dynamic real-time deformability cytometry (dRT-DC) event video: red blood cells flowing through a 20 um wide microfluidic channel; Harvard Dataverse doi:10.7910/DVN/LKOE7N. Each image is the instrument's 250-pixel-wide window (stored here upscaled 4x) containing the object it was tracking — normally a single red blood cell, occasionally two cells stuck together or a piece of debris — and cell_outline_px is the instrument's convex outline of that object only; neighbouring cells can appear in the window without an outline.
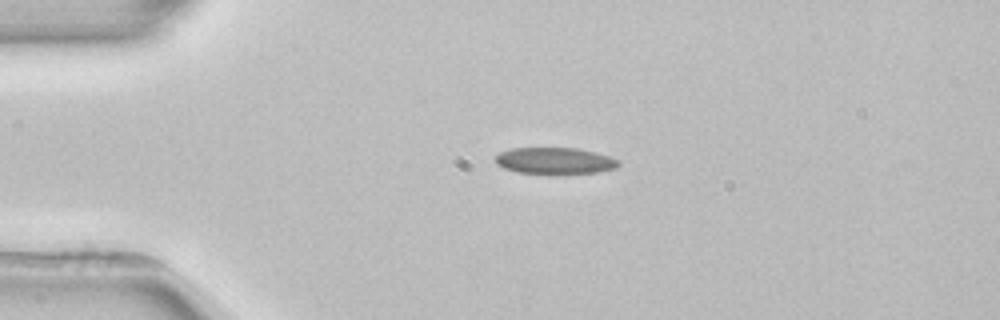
{"species": "common noctule bat (a hibernating species)", "species_latin": "Nyctalus noctula", "temperature_condition": "room temperature", "stored_images_in_passage": 2, "camera_frame_rate_fps": 3000, "um_per_image_px": 0.085, "animal": {"sex": "female", "body_mass_g": 22.7, "forearm_length_mm": 54.2}, "frame": {"image": 1, "passage_image": 1, "time_ms": 0.0, "image_size_px": [1000, 320], "cell_outline_px": [[620, 164], [616, 168], [596, 172], [516, 172], [504, 168], [496, 164], [496, 156], [500, 152], [512, 148], [576, 148], [596, 152], [620, 160]], "centroid_in_image_um": [47.16, 13.63], "position_along_channel_um": 37.8, "area_um2": 18.5}}
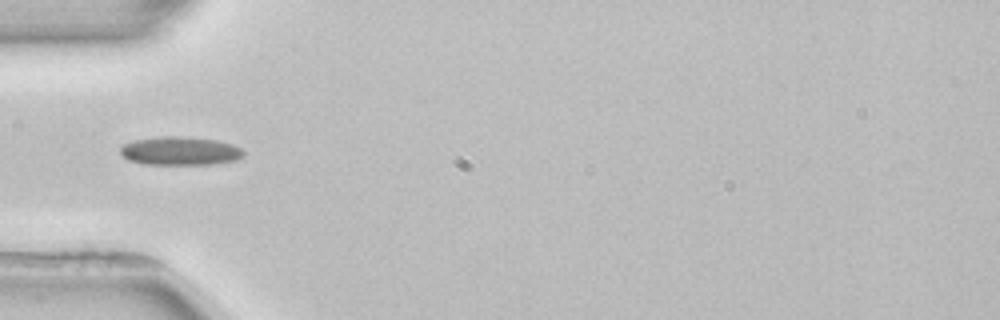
{"frame": {"image": 2, "passage_image": 2, "time_ms": 1.667, "image_size_px": [1000, 320], "cell_outline_px": [[244, 156], [236, 160], [212, 164], [144, 164], [128, 160], [120, 152], [120, 148], [124, 144], [136, 140], [160, 136], [180, 136], [216, 140], [232, 144], [240, 148], [244, 152]], "centroid_in_image_um": [15.32, 12.83], "position_along_channel_um": 69.7, "area_um2": 20.35}}